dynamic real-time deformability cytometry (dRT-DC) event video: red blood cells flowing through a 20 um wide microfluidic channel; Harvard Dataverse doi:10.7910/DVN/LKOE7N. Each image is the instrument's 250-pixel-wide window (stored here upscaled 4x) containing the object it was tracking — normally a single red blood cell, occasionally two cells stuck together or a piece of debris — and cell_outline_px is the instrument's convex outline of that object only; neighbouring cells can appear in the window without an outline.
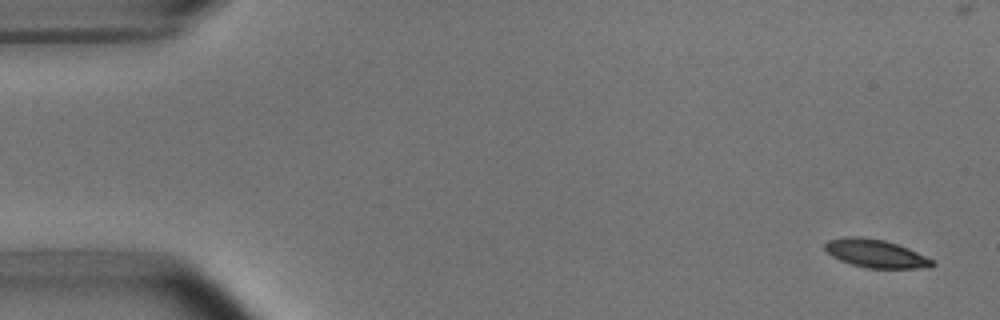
{"species": "common noctule bat (a hibernating species)", "species_latin": "Nyctalus noctula", "temperature_condition": "room temperature", "stored_images_in_passage": 5, "camera_frame_rate_fps": 3000, "um_per_image_px": 0.085, "animal": {"sex": "male", "body_mass_g": 15.6}, "frame": {"image": 1, "passage_image": 1, "time_ms": 0.0, "image_size_px": [1000, 320], "cell_outline_px": [[936, 264], [916, 268], [868, 268], [852, 264], [840, 260], [832, 256], [824, 248], [824, 244], [828, 240], [844, 236], [860, 236], [884, 240], [908, 248], [936, 260]], "centroid_in_image_um": [74.42, 21.53], "position_along_channel_um": 10.6, "area_um2": 17.57}}
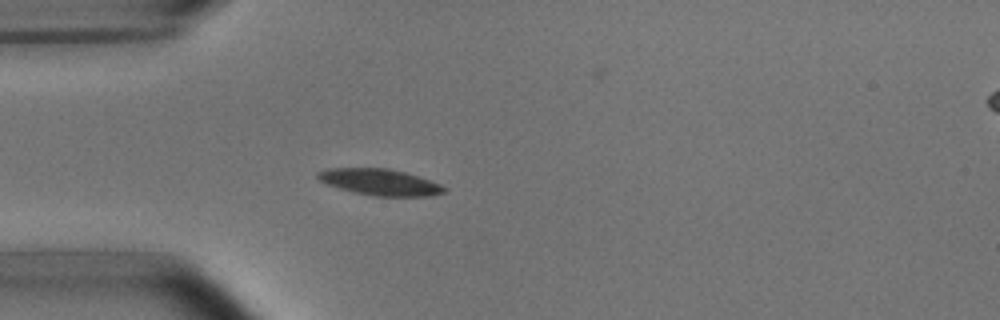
{"frame": {"image": 2, "passage_image": 5, "time_ms": 4.333, "image_size_px": [1000, 320], "cell_outline_px": [[448, 188], [444, 192], [428, 196], [376, 196], [352, 192], [328, 184], [320, 180], [316, 176], [316, 172], [328, 168], [388, 168], [404, 172], [440, 184]], "centroid_in_image_um": [32.26, 15.48], "position_along_channel_um": 52.7, "area_um2": 19.19}}